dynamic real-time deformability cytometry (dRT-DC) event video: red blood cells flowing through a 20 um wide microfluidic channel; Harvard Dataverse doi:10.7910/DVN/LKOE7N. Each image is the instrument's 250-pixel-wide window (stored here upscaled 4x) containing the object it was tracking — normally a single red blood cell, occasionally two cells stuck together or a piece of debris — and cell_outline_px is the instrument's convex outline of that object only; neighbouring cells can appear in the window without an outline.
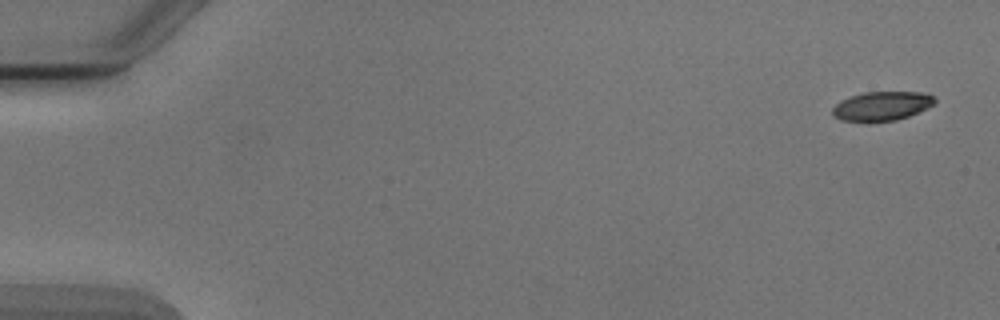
{"species": "Egyptian fruit bat (a non-hibernating species)", "species_latin": "Rousettus aegyptiacus", "temperature_condition": "cold", "stored_images_in_passage": 5, "camera_frame_rate_fps": 3000, "um_per_image_px": 0.085, "animal": {"sex": "male"}, "frame": {"image": 1, "passage_image": 1, "time_ms": 0.0, "image_size_px": [1000, 320], "cell_outline_px": [[936, 104], [928, 108], [908, 116], [896, 120], [840, 120], [832, 112], [832, 108], [840, 100], [864, 92], [924, 92], [936, 96]], "centroid_in_image_um": [75.03, 8.98], "position_along_channel_um": 10.0, "area_um2": 17.11}}